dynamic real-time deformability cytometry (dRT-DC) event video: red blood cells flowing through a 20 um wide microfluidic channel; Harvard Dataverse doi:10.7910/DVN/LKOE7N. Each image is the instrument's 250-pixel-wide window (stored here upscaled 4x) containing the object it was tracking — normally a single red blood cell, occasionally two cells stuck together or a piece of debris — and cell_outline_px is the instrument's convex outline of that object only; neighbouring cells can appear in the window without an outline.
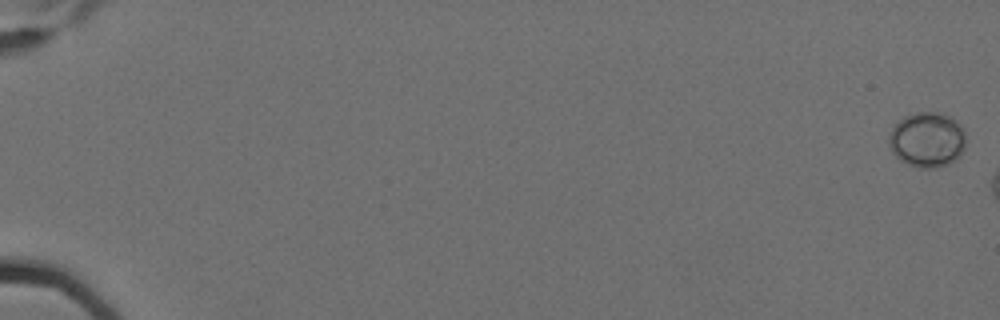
{"species": "Egyptian fruit bat (a non-hibernating species)", "species_latin": "Rousettus aegyptiacus", "temperature_condition": "cold", "stored_images_in_passage": 4, "camera_frame_rate_fps": 3000, "um_per_image_px": 0.085, "animal": {"sex": "female"}, "frame": {"image": 1, "passage_image": 1, "time_ms": 0.0, "image_size_px": [1000, 320], "cell_outline_px": [[964, 148], [960, 156], [948, 164], [936, 168], [920, 168], [908, 164], [900, 160], [892, 152], [888, 144], [888, 136], [892, 128], [904, 116], [920, 112], [936, 112], [952, 116], [964, 128]], "centroid_in_image_um": [78.81, 11.87], "position_along_channel_um": 6.2, "area_um2": 24.85}}